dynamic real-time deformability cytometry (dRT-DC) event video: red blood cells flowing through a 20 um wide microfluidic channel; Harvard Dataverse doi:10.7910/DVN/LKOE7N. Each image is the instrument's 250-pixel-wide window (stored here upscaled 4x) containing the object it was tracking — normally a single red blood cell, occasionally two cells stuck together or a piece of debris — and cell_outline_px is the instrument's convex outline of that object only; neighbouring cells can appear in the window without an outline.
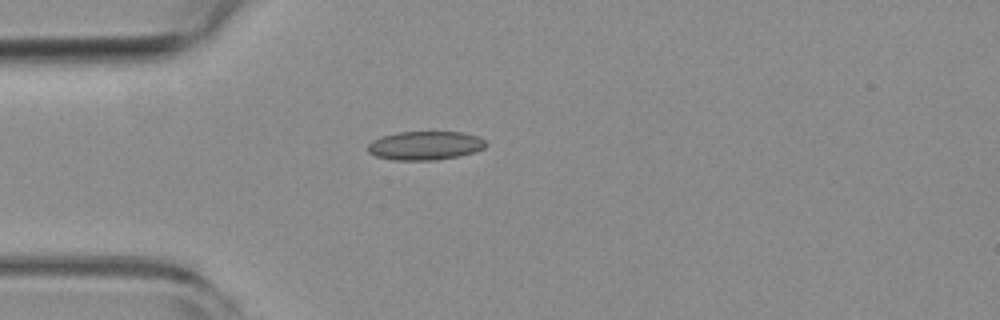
{"species": "common noctule bat (a hibernating species)", "species_latin": "Nyctalus noctula", "temperature_condition": "room temperature", "stored_images_in_passage": 40, "camera_frame_rate_fps": 3000, "um_per_image_px": 0.085, "animal": {"sex": "female", "body_mass_g": 19.3, "forearm_length_mm": 54.1}, "frame": {"image": 1, "passage_image": 1, "time_ms": 0.0, "image_size_px": [1000, 320], "cell_outline_px": [[488, 144], [484, 148], [476, 152], [460, 156], [436, 160], [396, 160], [376, 156], [368, 152], [368, 144], [372, 140], [380, 136], [400, 132], [460, 132], [476, 136], [484, 140]], "centroid_in_image_um": [36.14, 12.38], "position_along_channel_um": 48.9, "area_um2": 19.83}}
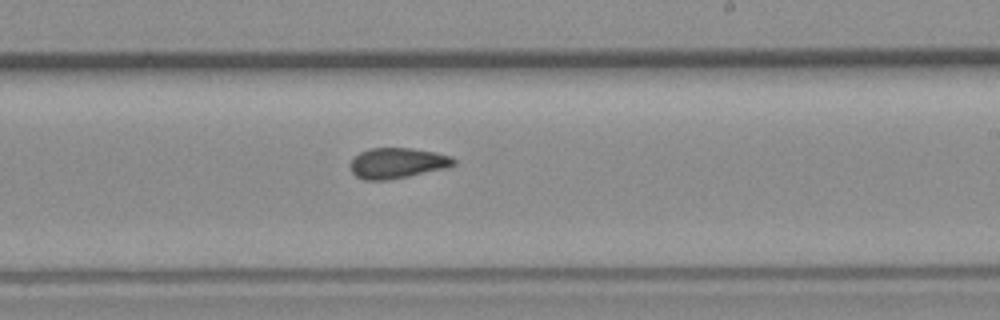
{"frame": {"image": 2, "passage_image": 18, "time_ms": 5.667, "image_size_px": [1000, 320], "cell_outline_px": [[456, 164], [448, 168], [408, 176], [384, 180], [364, 180], [356, 176], [352, 172], [352, 160], [360, 152], [368, 148], [412, 148], [436, 152], [452, 156], [456, 160]], "centroid_in_image_um": [33.83, 13.85], "position_along_channel_um": 255.2, "area_um2": 18.38}}
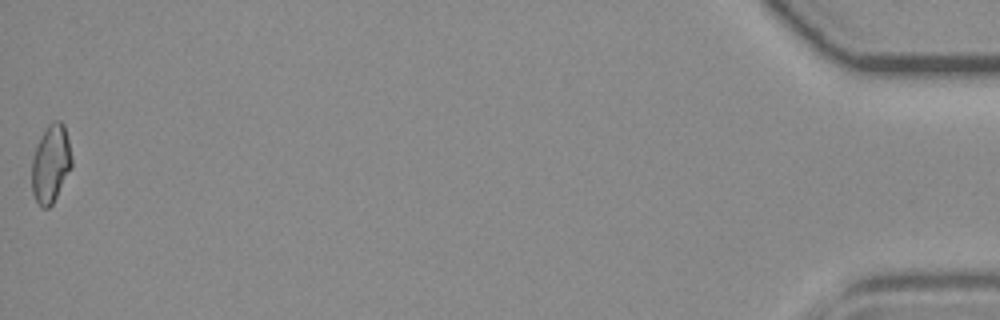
{"frame": {"image": 3, "passage_image": 40, "time_ms": 13.0, "image_size_px": [1000, 320], "cell_outline_px": [[72, 168], [52, 204], [48, 208], [40, 208], [32, 192], [32, 156], [36, 144], [40, 136], [48, 124], [52, 120], [60, 120], [64, 124], [68, 140], [72, 160]], "centroid_in_image_um": [4.31, 13.9], "position_along_channel_um": 430.9, "area_um2": 18.38}, "authors_computed_cell_mechanics": {"area_um2": 18.4093, "velocity_mm_per_s": 3.833, "shape_relaxation_time_tau1_ms": null, "shape_relaxation_time_tau2_ms": 3.4287, "deformation_change_tau1": null, "deformation_change_tau2": 0.09}}